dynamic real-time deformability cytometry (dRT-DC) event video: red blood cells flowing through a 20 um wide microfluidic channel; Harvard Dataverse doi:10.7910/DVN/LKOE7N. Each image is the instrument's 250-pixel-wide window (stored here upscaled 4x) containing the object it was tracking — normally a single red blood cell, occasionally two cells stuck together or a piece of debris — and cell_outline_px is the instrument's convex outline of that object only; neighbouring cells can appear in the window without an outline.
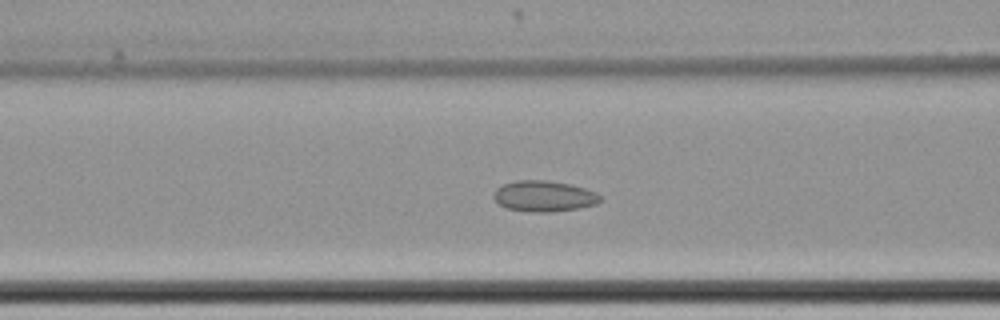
{"species": "common noctule bat (a hibernating species)", "species_latin": "Nyctalus noctula", "temperature_condition": "cold", "stored_images_in_passage": 41, "camera_frame_rate_fps": 3000, "um_per_image_px": 0.085, "animal": {"sex": "female", "body_mass_g": 22.7, "forearm_length_mm": 54.2}, "frame": {"image": 1, "passage_image": 5, "time_ms": 1.333, "image_size_px": [1000, 320], "cell_outline_px": [[604, 200], [596, 204], [576, 208], [552, 212], [532, 212], [508, 208], [500, 204], [492, 196], [496, 188], [504, 184], [516, 180], [544, 180], [572, 184], [596, 192]], "centroid_in_image_um": [46.26, 16.66], "position_along_channel_um": 120.3, "area_um2": 19.13}}
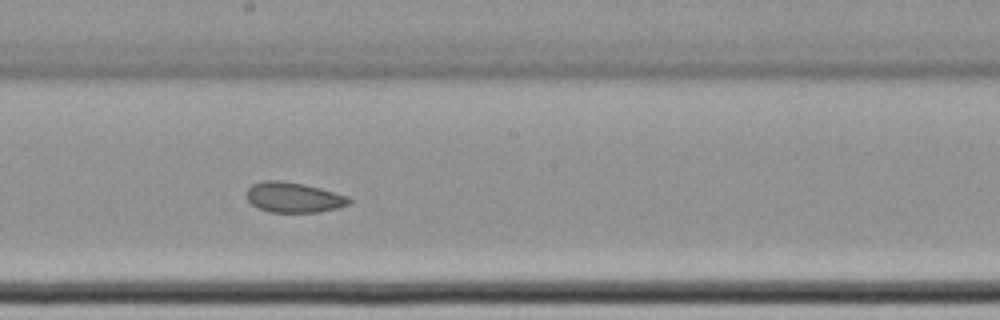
{"frame": {"image": 2, "passage_image": 14, "time_ms": 4.333, "image_size_px": [1000, 320], "cell_outline_px": [[352, 204], [320, 212], [268, 212], [252, 204], [248, 200], [248, 188], [252, 184], [264, 180], [280, 180], [304, 184], [320, 188], [348, 196], [352, 200]], "centroid_in_image_um": [24.99, 16.78], "position_along_channel_um": 223.2, "area_um2": 18.03}}
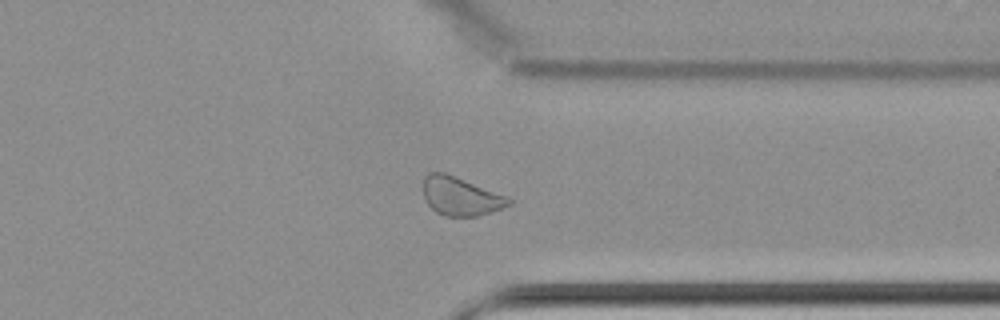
{"frame": {"image": 3, "passage_image": 27, "time_ms": 8.667, "image_size_px": [1000, 320], "cell_outline_px": [[512, 204], [476, 216], [444, 216], [436, 212], [424, 200], [424, 176], [428, 172], [444, 172], [504, 196], [512, 200]], "centroid_in_image_um": [39.08, 16.68], "position_along_channel_um": 372.3, "area_um2": 18.67}}